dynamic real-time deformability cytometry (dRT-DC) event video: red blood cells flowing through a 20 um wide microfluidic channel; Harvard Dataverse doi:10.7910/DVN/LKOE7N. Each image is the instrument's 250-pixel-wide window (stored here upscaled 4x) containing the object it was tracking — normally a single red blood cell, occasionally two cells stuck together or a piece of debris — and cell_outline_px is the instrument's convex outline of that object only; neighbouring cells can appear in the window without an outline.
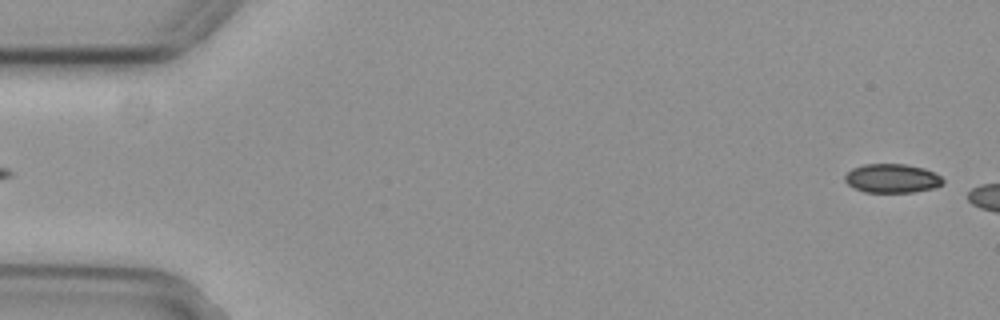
{"species": "common noctule bat (a hibernating species)", "species_latin": "Nyctalus noctula", "temperature_condition": "cold", "stored_images_in_passage": 7, "camera_frame_rate_fps": 3000, "um_per_image_px": 0.085, "animal": {"sex": "female", "body_mass_g": 29.2, "forearm_length_mm": 56.3}, "frame": {"image": 1, "passage_image": 2, "time_ms": 0.333, "image_size_px": [1000, 320], "cell_outline_px": [[944, 184], [936, 188], [912, 192], [864, 192], [848, 184], [844, 180], [844, 176], [852, 168], [864, 164], [904, 164], [924, 168], [940, 176], [944, 180]], "centroid_in_image_um": [75.84, 15.16], "position_along_channel_um": 9.2, "area_um2": 16.53}}